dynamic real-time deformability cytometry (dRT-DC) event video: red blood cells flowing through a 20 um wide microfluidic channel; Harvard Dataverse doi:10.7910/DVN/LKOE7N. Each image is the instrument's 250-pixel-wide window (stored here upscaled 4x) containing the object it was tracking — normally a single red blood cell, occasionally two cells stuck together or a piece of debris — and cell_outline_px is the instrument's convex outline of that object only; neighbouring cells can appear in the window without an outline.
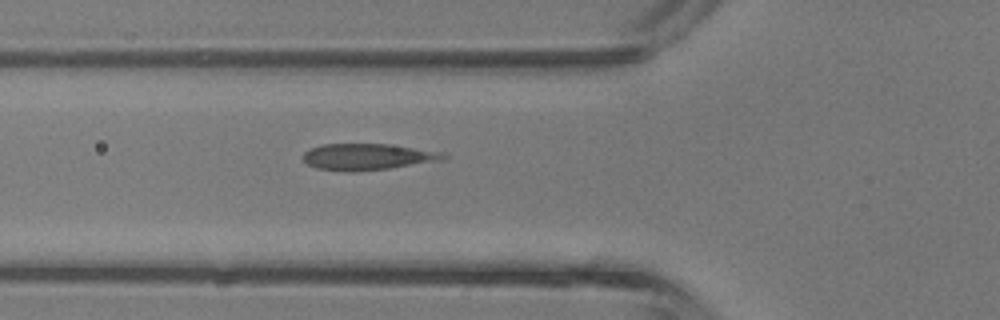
{"species": "common noctule bat (a hibernating species)", "species_latin": "Nyctalus noctula", "temperature_condition": "room temperature", "stored_images_in_passage": 30, "camera_frame_rate_fps": 3000, "um_per_image_px": 0.085, "animal": {"sex": "male", "body_mass_g": 13.3}, "frame": {"image": 1, "passage_image": 7, "time_ms": 2.0, "image_size_px": [1000, 320], "cell_outline_px": [[448, 156], [444, 160], [388, 168], [352, 172], [348, 172], [316, 168], [308, 164], [304, 160], [304, 152], [308, 148], [324, 144], [388, 144], [440, 152]], "centroid_in_image_um": [31.2, 13.33], "position_along_channel_um": 94.6, "area_um2": 21.39}}
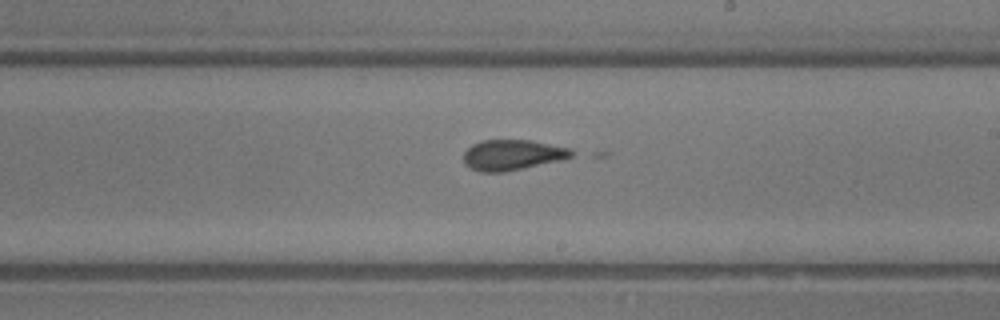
{"frame": {"image": 2, "passage_image": 16, "time_ms": 5.0, "image_size_px": [1000, 320], "cell_outline_px": [[580, 152], [564, 160], [504, 172], [480, 172], [464, 164], [464, 152], [472, 144], [480, 140], [532, 140], [572, 148]], "centroid_in_image_um": [43.63, 13.16], "position_along_channel_um": 245.4, "area_um2": 19.59}}
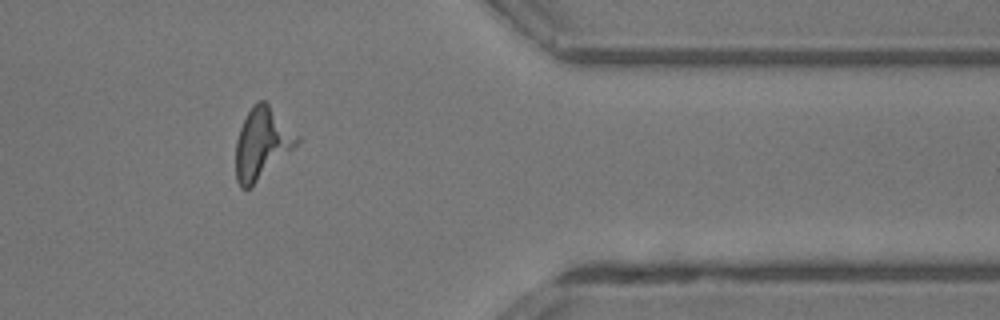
{"frame": {"image": 3, "passage_image": 26, "time_ms": 8.333, "image_size_px": [1000, 320], "cell_outline_px": [[300, 140], [252, 188], [240, 188], [236, 180], [236, 140], [240, 128], [248, 112], [256, 100], [264, 100], [300, 136]], "centroid_in_image_um": [22.24, 12.21], "position_along_channel_um": 389.2, "area_um2": 25.09}}